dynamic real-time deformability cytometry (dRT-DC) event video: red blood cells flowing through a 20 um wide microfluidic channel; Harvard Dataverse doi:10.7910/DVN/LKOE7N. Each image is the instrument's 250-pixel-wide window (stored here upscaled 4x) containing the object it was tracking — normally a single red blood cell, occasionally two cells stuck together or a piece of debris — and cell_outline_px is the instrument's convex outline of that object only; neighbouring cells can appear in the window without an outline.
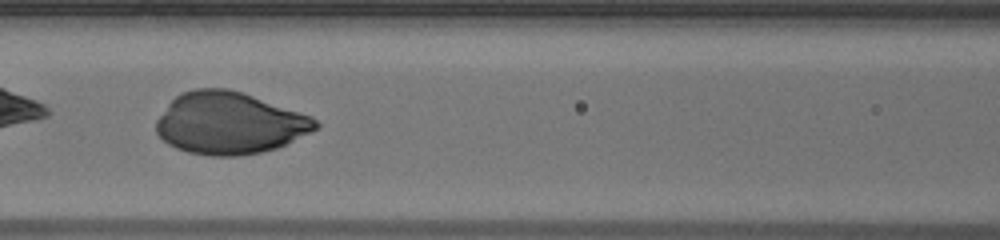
{"species": "human", "species_latin": "Homo sapiens", "temperature_condition": "warm", "stored_images_in_passage": 38, "camera_frame_rate_fps": 3000, "um_per_image_px": 0.085, "donor": {"sex": "male"}, "frame": {"image": 1, "passage_image": 22, "time_ms": 7.0, "image_size_px": [1000, 240], "cell_outline_px": [[320, 128], [276, 148], [260, 152], [236, 156], [212, 156], [188, 152], [176, 148], [168, 144], [156, 132], [156, 120], [168, 104], [176, 96], [184, 92], [196, 88], [228, 88], [312, 116], [320, 124]], "centroid_in_image_um": [19.5, 10.47], "position_along_channel_um": 147.1, "area_um2": 57.16}}